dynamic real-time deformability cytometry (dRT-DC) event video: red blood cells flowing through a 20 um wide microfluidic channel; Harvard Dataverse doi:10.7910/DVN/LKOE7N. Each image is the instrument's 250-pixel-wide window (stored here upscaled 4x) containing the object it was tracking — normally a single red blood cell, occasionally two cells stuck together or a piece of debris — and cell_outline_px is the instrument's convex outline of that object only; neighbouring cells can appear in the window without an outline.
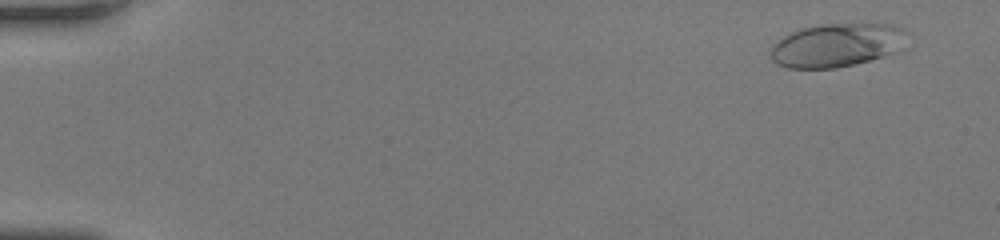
{"species": "human", "species_latin": "Homo sapiens", "temperature_condition": "room temperature", "stored_images_in_passage": 49, "camera_frame_rate_fps": 3000, "um_per_image_px": 0.085, "donor": {"sex": "female"}, "frame": {"image": 1, "passage_image": 4, "time_ms": 1.0, "image_size_px": [1000, 240], "cell_outline_px": [[912, 32], [892, 52], [868, 60], [836, 68], [788, 68], [776, 64], [768, 56], [768, 52], [772, 44], [784, 36], [800, 28], [824, 24], [864, 20], [880, 20], [904, 28]], "centroid_in_image_um": [71.14, 3.76], "position_along_channel_um": 13.9, "area_um2": 35.72}}
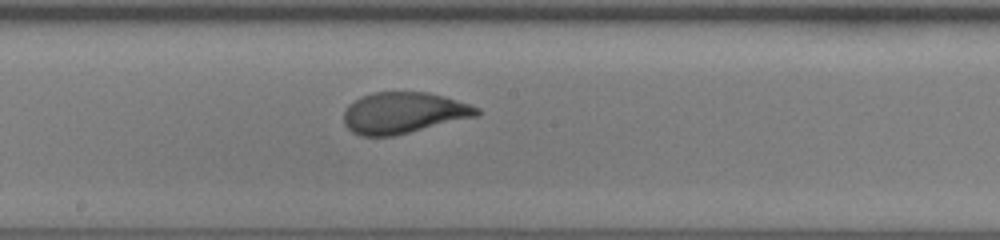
{"frame": {"image": 2, "passage_image": 28, "time_ms": 9.0, "image_size_px": [1000, 240], "cell_outline_px": [[480, 116], [392, 136], [360, 136], [352, 132], [344, 124], [344, 112], [348, 104], [360, 96], [372, 92], [428, 92], [444, 96], [480, 108]], "centroid_in_image_um": [34.29, 9.59], "position_along_channel_um": 213.9, "area_um2": 32.14}}
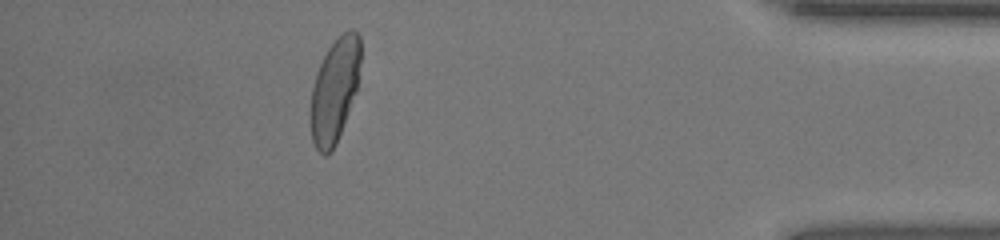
{"frame": {"image": 3, "passage_image": 44, "time_ms": 14.333, "image_size_px": [1000, 240], "cell_outline_px": [[360, 76], [348, 112], [336, 144], [328, 156], [324, 156], [316, 148], [312, 140], [308, 112], [312, 88], [316, 72], [328, 48], [336, 36], [348, 28], [352, 28], [360, 36]], "centroid_in_image_um": [28.42, 7.65], "position_along_channel_um": 406.8, "area_um2": 30.75}, "authors_computed_cell_mechanics": {"area_um2": 32.368, "velocity_mm_per_s": 4.4007, "shape_relaxation_time_tau1_ms": 3.6998, "shape_relaxation_time_tau2_ms": null, "deformation_change_tau1": 0.1871, "deformation_change_tau2": null}}